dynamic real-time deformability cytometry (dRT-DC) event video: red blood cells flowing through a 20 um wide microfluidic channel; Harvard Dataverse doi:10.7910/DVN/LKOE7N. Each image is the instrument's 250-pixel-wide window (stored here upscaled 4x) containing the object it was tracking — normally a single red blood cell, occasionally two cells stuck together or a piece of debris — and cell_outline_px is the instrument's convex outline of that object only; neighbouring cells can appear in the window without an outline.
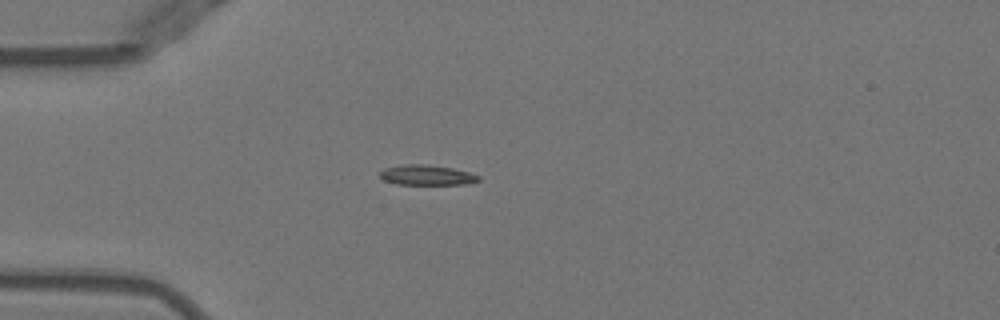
{"species": "Egyptian fruit bat (a non-hibernating species)", "species_latin": "Rousettus aegyptiacus", "temperature_condition": "warm", "stored_images_in_passage": 38, "camera_frame_rate_fps": 3000, "um_per_image_px": 0.085, "animal": {"sex": "female"}, "frame": {"image": 1, "passage_image": 1, "time_ms": 0.0, "image_size_px": [1000, 320], "cell_outline_px": [[480, 180], [464, 184], [396, 184], [384, 180], [380, 176], [380, 172], [384, 168], [408, 164], [428, 164], [452, 168], [468, 172], [480, 176]], "centroid_in_image_um": [36.27, 14.88], "position_along_channel_um": 48.7, "area_um2": 11.44}}
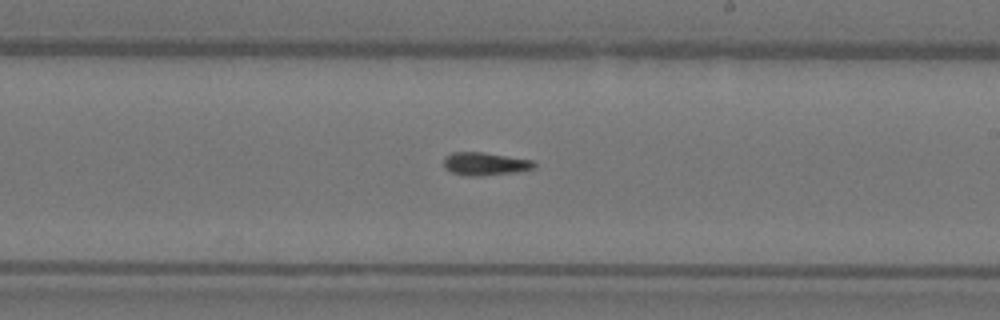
{"frame": {"image": 2, "passage_image": 17, "time_ms": 5.333, "image_size_px": [1000, 320], "cell_outline_px": [[536, 168], [516, 172], [480, 176], [464, 176], [452, 172], [444, 168], [444, 156], [452, 152], [484, 152], [532, 160], [536, 164]], "centroid_in_image_um": [41.22, 13.93], "position_along_channel_um": 247.8, "area_um2": 12.25}}
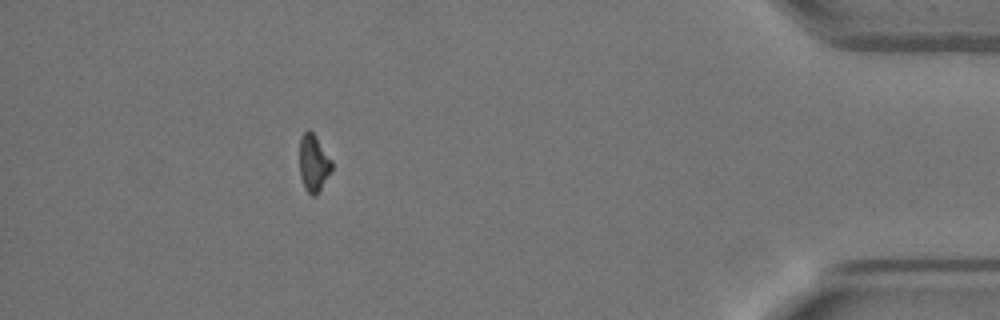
{"frame": {"image": 3, "passage_image": 33, "time_ms": 10.667, "image_size_px": [1000, 320], "cell_outline_px": [[332, 168], [316, 196], [312, 196], [304, 188], [300, 176], [300, 136], [308, 128], [316, 136], [332, 160]], "centroid_in_image_um": [26.64, 13.84], "position_along_channel_um": 408.6, "area_um2": 10.69}, "authors_computed_cell_mechanics": {"area_um2": 11.5889, "velocity_mm_per_s": 3.9954, "shape_relaxation_time_tau1_ms": 7.2116, "shape_relaxation_time_tau2_ms": 5.1219, "deformation_change_tau1": 0.2865, "deformation_change_tau2": 0.1365}}